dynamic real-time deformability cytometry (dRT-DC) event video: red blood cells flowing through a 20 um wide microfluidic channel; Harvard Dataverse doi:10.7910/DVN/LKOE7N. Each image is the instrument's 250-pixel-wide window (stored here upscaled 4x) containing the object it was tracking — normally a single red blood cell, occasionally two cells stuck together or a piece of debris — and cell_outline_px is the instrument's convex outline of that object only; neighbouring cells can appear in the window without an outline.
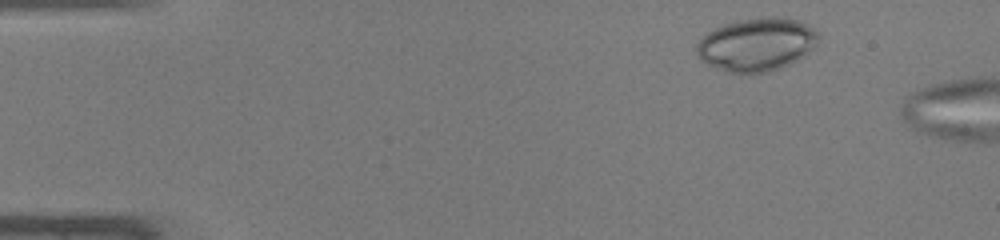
{"species": "common noctule bat (a hibernating species)", "species_latin": "Nyctalus noctula", "temperature_condition": "warm", "stored_images_in_passage": 6, "camera_frame_rate_fps": 3000, "um_per_image_px": 0.085, "animal": {"sex": "male", "body_mass_g": 19.0, "forearm_length_mm": 50.8}, "frame": {"image": 1, "passage_image": 3, "time_ms": 0.667, "image_size_px": [1000, 240], "cell_outline_px": [[820, 36], [816, 44], [812, 48], [796, 60], [780, 68], [768, 72], [728, 72], [716, 68], [700, 60], [696, 52], [696, 44], [708, 32], [724, 24], [740, 20], [768, 16], [784, 16], [800, 20], [808, 24], [820, 32]], "centroid_in_image_um": [64.34, 3.75], "position_along_channel_um": 20.7, "area_um2": 37.74}}